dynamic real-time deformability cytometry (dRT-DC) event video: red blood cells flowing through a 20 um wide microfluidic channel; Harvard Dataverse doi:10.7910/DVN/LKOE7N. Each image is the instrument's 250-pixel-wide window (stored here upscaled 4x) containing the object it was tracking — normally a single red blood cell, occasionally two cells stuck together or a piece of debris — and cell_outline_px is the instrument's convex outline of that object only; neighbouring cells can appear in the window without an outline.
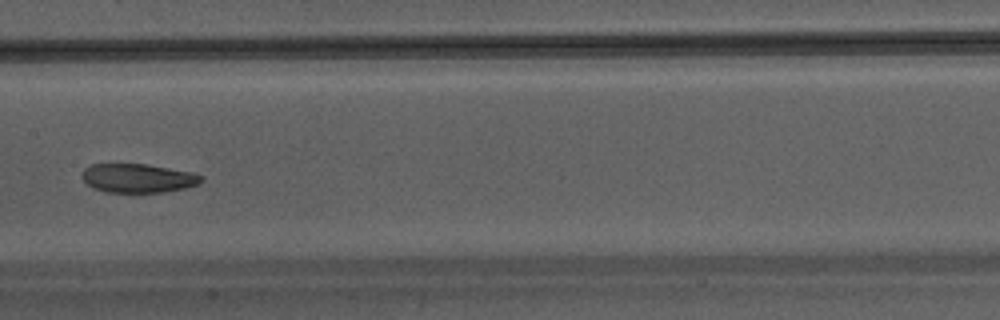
{"species": "Egyptian fruit bat (a non-hibernating species)", "species_latin": "Rousettus aegyptiacus", "temperature_condition": "warm", "stored_images_in_passage": 34, "camera_frame_rate_fps": 3000, "um_per_image_px": 0.085, "animal": {"sex": "male"}, "frame": {"image": 1, "passage_image": 15, "time_ms": 4.667, "image_size_px": [1000, 320], "cell_outline_px": [[204, 180], [196, 184], [184, 188], [164, 192], [108, 192], [92, 188], [80, 176], [80, 172], [84, 168], [92, 164], [144, 164], [192, 172], [204, 176]], "centroid_in_image_um": [11.69, 15.14], "position_along_channel_um": 195.7, "area_um2": 20.06}}